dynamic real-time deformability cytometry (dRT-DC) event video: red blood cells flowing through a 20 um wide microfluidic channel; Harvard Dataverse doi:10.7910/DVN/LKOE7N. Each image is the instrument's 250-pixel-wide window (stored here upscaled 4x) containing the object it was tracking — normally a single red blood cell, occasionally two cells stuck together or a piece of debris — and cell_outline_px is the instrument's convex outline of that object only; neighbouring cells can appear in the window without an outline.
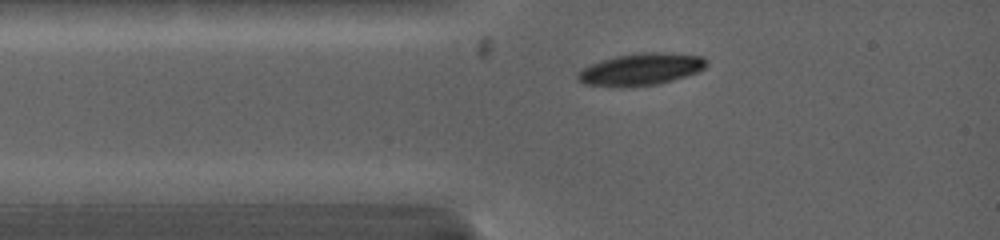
{"species": "common noctule bat (a hibernating species)", "species_latin": "Nyctalus noctula", "temperature_condition": "warm", "stored_images_in_passage": 16, "camera_frame_rate_fps": 5000, "um_per_image_px": 0.085, "animal": {"sex": "female", "body_mass_g": 19.0, "forearm_length_mm": 53.3}, "frame": {"image": 1, "passage_image": 3, "time_ms": 0.4, "image_size_px": [1000, 240], "cell_outline_px": [[708, 64], [700, 72], [672, 80], [656, 84], [620, 88], [584, 84], [576, 80], [576, 72], [580, 68], [588, 64], [600, 60], [616, 56], [644, 52], [660, 52], [704, 56], [708, 60]], "centroid_in_image_um": [54.43, 5.9], "position_along_channel_um": 30.6, "area_um2": 24.57}}
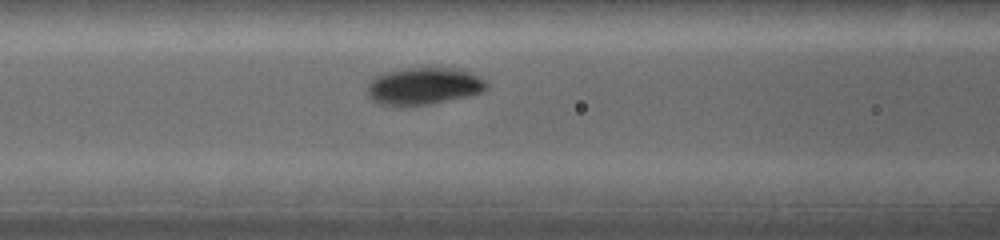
{"frame": {"image": 2, "passage_image": 12, "time_ms": 3.0, "image_size_px": [1000, 240], "cell_outline_px": [[488, 88], [484, 92], [472, 96], [428, 104], [376, 104], [368, 96], [368, 84], [376, 76], [388, 72], [404, 68], [452, 68], [468, 72], [484, 80], [488, 84]], "centroid_in_image_um": [36.06, 7.32], "position_along_channel_um": 130.5, "area_um2": 25.43}}
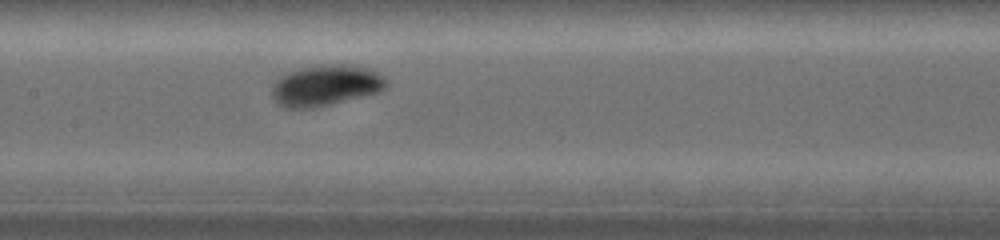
{"frame": {"image": 3, "passage_image": 16, "time_ms": 4.2, "image_size_px": [1000, 240], "cell_outline_px": [[388, 88], [380, 92], [312, 108], [284, 108], [276, 104], [272, 96], [272, 84], [280, 76], [288, 72], [304, 68], [328, 64], [340, 64], [364, 68], [384, 76], [388, 84]], "centroid_in_image_um": [27.66, 7.28], "position_along_channel_um": 179.7, "area_um2": 27.05}}